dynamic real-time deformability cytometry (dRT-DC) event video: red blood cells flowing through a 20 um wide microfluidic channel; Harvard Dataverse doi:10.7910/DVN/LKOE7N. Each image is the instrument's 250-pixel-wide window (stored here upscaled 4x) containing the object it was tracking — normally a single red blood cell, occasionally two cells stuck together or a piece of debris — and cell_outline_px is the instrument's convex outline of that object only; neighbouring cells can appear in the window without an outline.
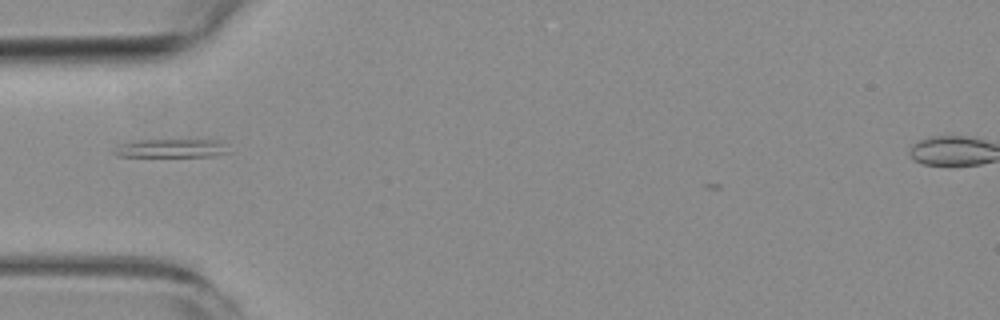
{"species": "common noctule bat (a hibernating species)", "species_latin": "Nyctalus noctula", "temperature_condition": "room temperature", "stored_images_in_passage": 5, "camera_frame_rate_fps": 3000, "um_per_image_px": 0.085, "animal": {"sex": "female", "body_mass_g": 19.3, "forearm_length_mm": 54.1}, "frame": {"image": 1, "passage_image": 3, "time_ms": 2.333, "image_size_px": [1000, 320], "cell_outline_px": [[232, 152], [212, 156], [116, 156], [112, 152], [120, 144], [132, 140], [216, 140]], "centroid_in_image_um": [14.51, 12.6], "position_along_channel_um": 70.5, "area_um2": 12.2}}
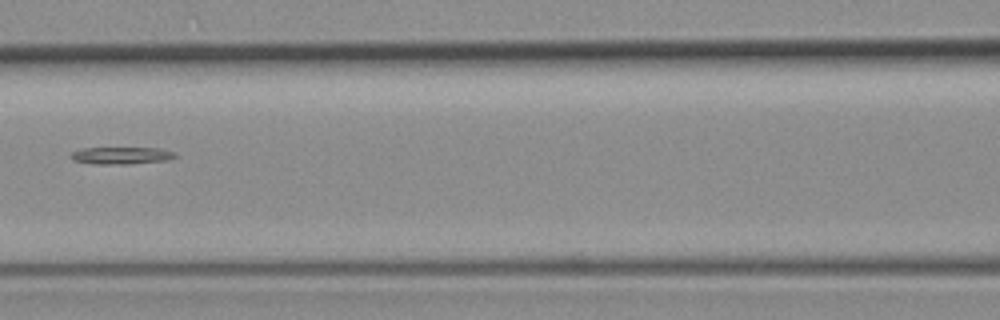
{"frame": {"image": 2, "passage_image": 5, "time_ms": 4.667, "image_size_px": [1000, 320], "cell_outline_px": [[176, 156], [168, 160], [128, 164], [92, 164], [72, 160], [72, 152], [80, 148], [160, 148], [176, 152]], "centroid_in_image_um": [10.32, 13.22], "position_along_channel_um": 156.3, "area_um2": 10.46}}